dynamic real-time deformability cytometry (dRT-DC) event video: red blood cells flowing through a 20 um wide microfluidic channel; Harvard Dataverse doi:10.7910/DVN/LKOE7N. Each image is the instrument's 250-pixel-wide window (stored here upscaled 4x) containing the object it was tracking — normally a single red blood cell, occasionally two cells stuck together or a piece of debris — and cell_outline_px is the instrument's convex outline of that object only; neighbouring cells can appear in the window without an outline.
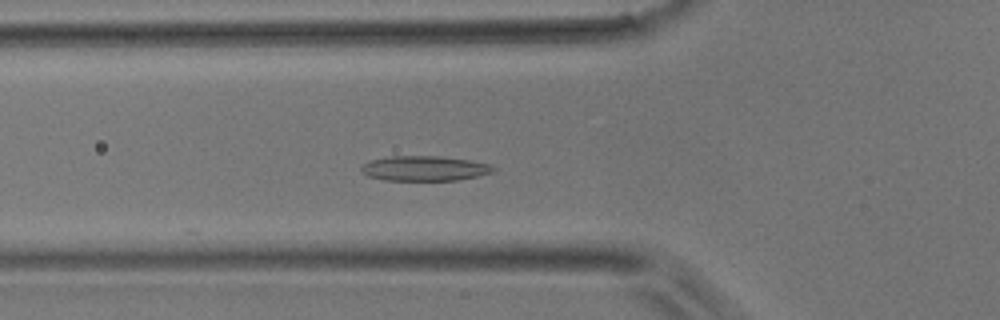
{"species": "common noctule bat (a hibernating species)", "species_latin": "Nyctalus noctula", "temperature_condition": "room temperature", "stored_images_in_passage": 28, "camera_frame_rate_fps": 3000, "um_per_image_px": 0.085, "animal": {"sex": "male", "body_mass_g": 17.9}, "frame": {"image": 1, "passage_image": 17, "time_ms": 5.333, "image_size_px": [1000, 320], "cell_outline_px": [[496, 168], [492, 172], [476, 176], [456, 180], [384, 180], [368, 176], [360, 168], [364, 164], [372, 160], [392, 156], [440, 156], [468, 160], [488, 164]], "centroid_in_image_um": [36.08, 14.31], "position_along_channel_um": 89.7, "area_um2": 18.84}}
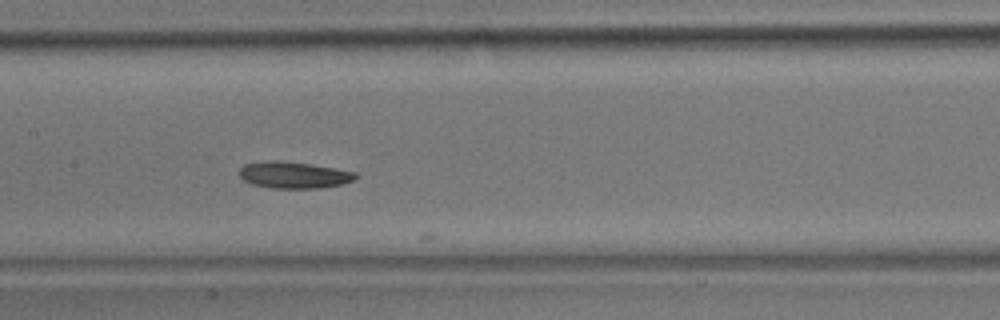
{"frame": {"image": 2, "passage_image": 24, "time_ms": 7.667, "image_size_px": [1000, 320], "cell_outline_px": [[360, 176], [356, 180], [340, 184], [320, 188], [272, 188], [252, 184], [244, 180], [240, 176], [240, 168], [244, 164], [280, 160], [312, 164], [356, 172]], "centroid_in_image_um": [25.03, 14.87], "position_along_channel_um": 182.4, "area_um2": 17.98}}
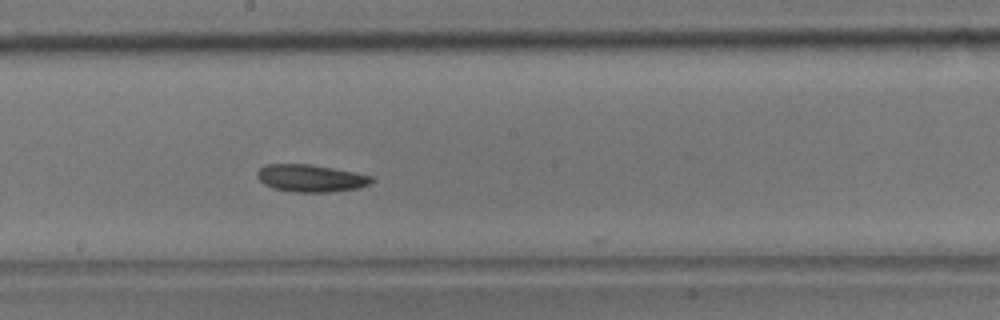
{"frame": {"image": 3, "passage_image": 27, "time_ms": 8.667, "image_size_px": [1000, 320], "cell_outline_px": [[372, 180], [368, 184], [356, 188], [328, 192], [296, 192], [272, 188], [264, 184], [256, 176], [256, 172], [260, 168], [268, 164], [308, 164], [332, 168], [372, 176]], "centroid_in_image_um": [26.35, 15.14], "position_along_channel_um": 221.9, "area_um2": 17.92}}